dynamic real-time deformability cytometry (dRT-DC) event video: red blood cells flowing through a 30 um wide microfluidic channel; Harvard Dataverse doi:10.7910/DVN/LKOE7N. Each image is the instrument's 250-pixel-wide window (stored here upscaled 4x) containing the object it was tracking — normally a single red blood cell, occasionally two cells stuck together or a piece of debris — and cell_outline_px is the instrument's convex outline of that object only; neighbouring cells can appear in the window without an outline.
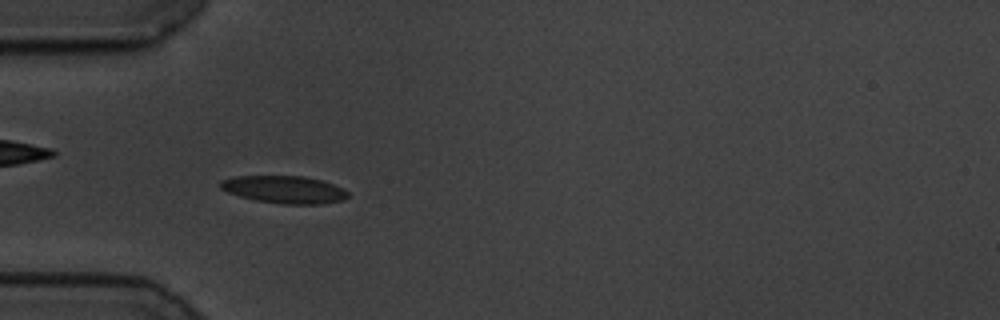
{"species": "common noctule bat (a hibernating species)", "species_latin": "Nyctalus noctula", "temperature_condition": "cold", "stored_images_in_passage": 43, "camera_frame_rate_fps": 3000, "um_per_image_px": 0.085, "animal": {"sex": "male", "body_mass_g": 19.5, "forearm_length_mm": 54.6}, "frame": {"image": 1, "passage_image": 3, "time_ms": 0.667, "image_size_px": [1000, 320], "cell_outline_px": [[348, 196], [344, 200], [320, 204], [284, 204], [256, 200], [240, 196], [228, 192], [220, 188], [216, 184], [220, 180], [236, 176], [304, 176], [320, 180], [344, 188], [348, 192]], "centroid_in_image_um": [24.14, 16.1], "position_along_channel_um": 60.9, "area_um2": 20.46}}
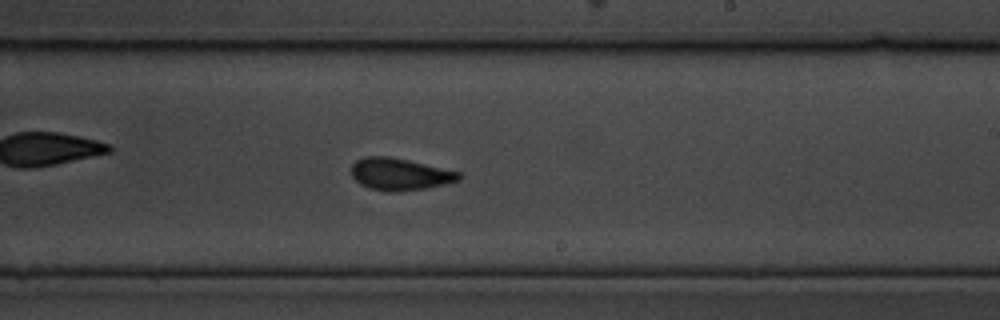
{"frame": {"image": 2, "passage_image": 20, "time_ms": 6.333, "image_size_px": [1000, 320], "cell_outline_px": [[464, 176], [460, 180], [444, 184], [424, 188], [396, 192], [388, 192], [368, 188], [360, 184], [352, 176], [352, 164], [356, 160], [364, 156], [388, 156], [408, 160], [460, 172]], "centroid_in_image_um": [33.98, 14.8], "position_along_channel_um": 255.0, "area_um2": 20.11}}
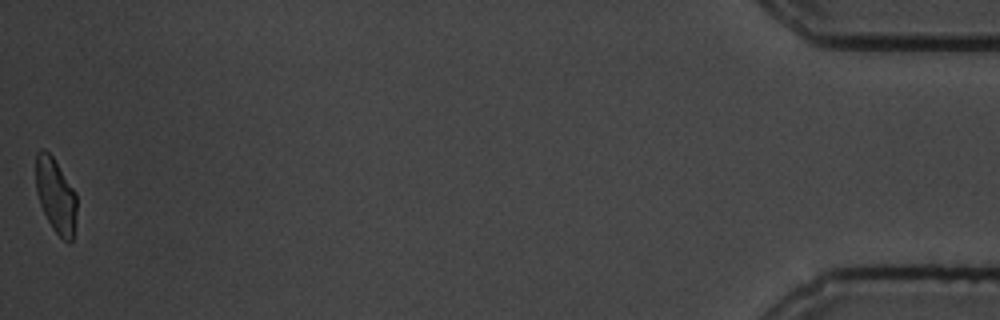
{"frame": {"image": 3, "passage_image": 43, "time_ms": 14.0, "image_size_px": [1000, 320], "cell_outline_px": [[76, 212], [72, 240], [68, 244], [52, 228], [40, 204], [36, 192], [36, 152], [40, 148], [44, 148], [52, 156], [76, 192]], "centroid_in_image_um": [4.73, 16.6], "position_along_channel_um": 430.5, "area_um2": 17.69}, "authors_computed_cell_mechanics": {"area_um2": 19.9988, "velocity_mm_per_s": 3.4871, "shape_relaxation_time_tau1_ms": 3.3297, "shape_relaxation_time_tau2_ms": 1.1401, "deformation_change_tau1": 0.0998, "deformation_change_tau2": 0.0703}}